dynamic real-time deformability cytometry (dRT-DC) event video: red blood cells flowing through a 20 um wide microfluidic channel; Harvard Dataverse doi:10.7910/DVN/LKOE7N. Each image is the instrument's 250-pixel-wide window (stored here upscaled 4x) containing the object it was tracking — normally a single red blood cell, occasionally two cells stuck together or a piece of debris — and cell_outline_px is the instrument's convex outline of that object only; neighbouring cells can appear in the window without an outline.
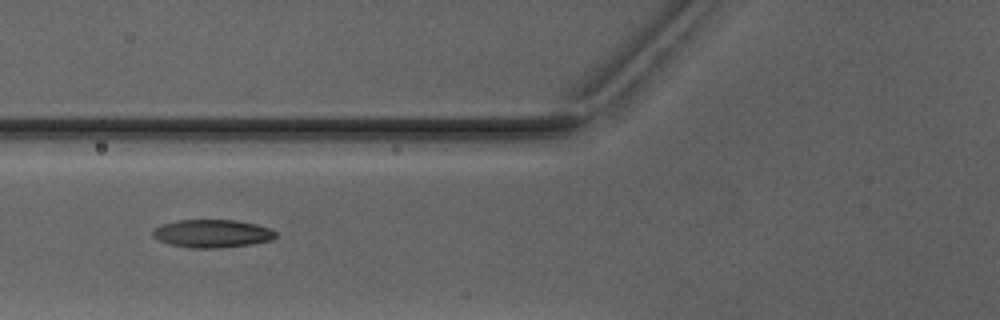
{"species": "Egyptian fruit bat (a non-hibernating species)", "species_latin": "Rousettus aegyptiacus", "temperature_condition": "warm", "stored_images_in_passage": 3, "camera_frame_rate_fps": 3000, "um_per_image_px": 0.085, "animal": {"sex": "male"}, "frame": {"image": 1, "passage_image": 3, "time_ms": 2.333, "image_size_px": [1000, 320], "cell_outline_px": [[276, 236], [272, 240], [252, 244], [216, 248], [188, 248], [168, 244], [152, 236], [152, 232], [160, 224], [176, 220], [236, 220], [256, 224], [268, 228], [276, 232]], "centroid_in_image_um": [18.01, 19.85], "position_along_channel_um": 107.8, "area_um2": 20.11}}